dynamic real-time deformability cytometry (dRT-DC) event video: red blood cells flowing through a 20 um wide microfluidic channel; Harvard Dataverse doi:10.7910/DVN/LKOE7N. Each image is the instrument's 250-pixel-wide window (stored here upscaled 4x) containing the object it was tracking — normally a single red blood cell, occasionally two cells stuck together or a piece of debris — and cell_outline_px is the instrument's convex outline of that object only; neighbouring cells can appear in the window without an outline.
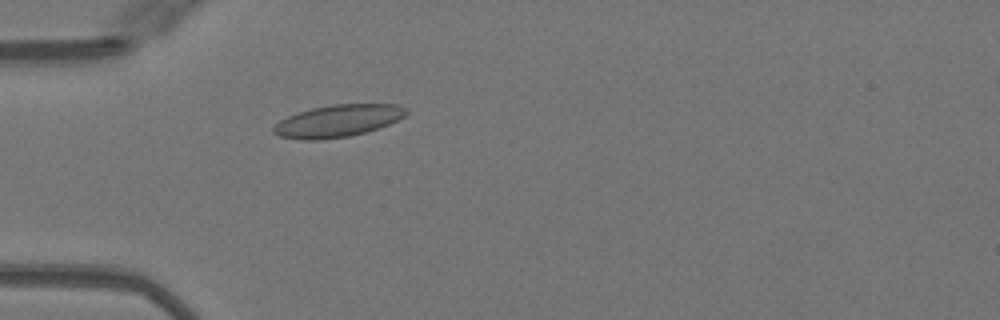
{"species": "Egyptian fruit bat (a non-hibernating species)", "species_latin": "Rousettus aegyptiacus", "temperature_condition": "warm", "stored_images_in_passage": 34, "camera_frame_rate_fps": 3000, "um_per_image_px": 0.085, "animal": {"sex": "female"}, "frame": {"image": 1, "passage_image": 3, "time_ms": 0.667, "image_size_px": [1000, 320], "cell_outline_px": [[408, 112], [404, 116], [388, 124], [364, 132], [348, 136], [320, 140], [304, 140], [280, 136], [272, 132], [272, 128], [280, 120], [288, 116], [312, 108], [332, 104], [396, 104], [408, 108]], "centroid_in_image_um": [28.71, 10.27], "position_along_channel_um": 56.3, "area_um2": 24.62}}
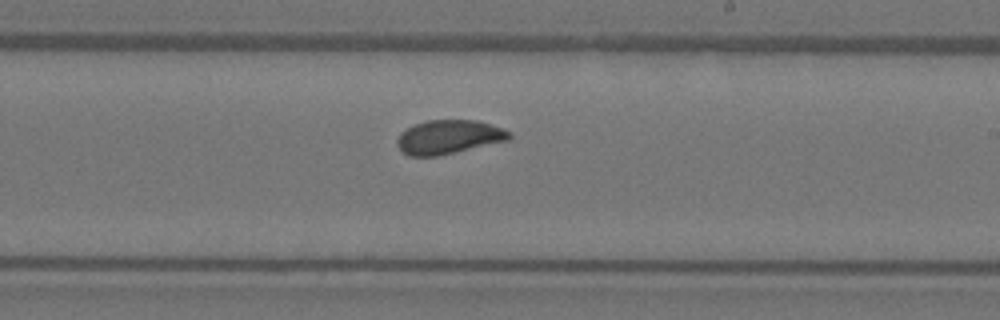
{"frame": {"image": 2, "passage_image": 18, "time_ms": 5.667, "image_size_px": [1000, 320], "cell_outline_px": [[512, 136], [508, 140], [436, 156], [408, 156], [396, 144], [396, 140], [400, 132], [416, 124], [428, 120], [476, 120], [504, 128], [512, 132]], "centroid_in_image_um": [38.15, 11.63], "position_along_channel_um": 250.9, "area_um2": 22.02}}
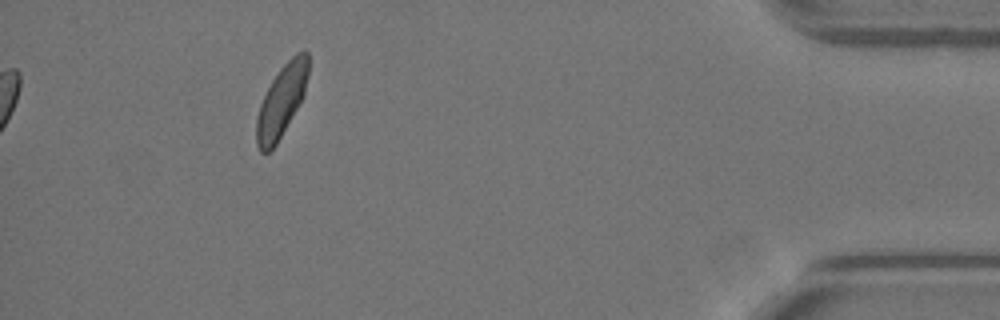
{"frame": {"image": 3, "passage_image": 34, "time_ms": 11.0, "image_size_px": [1000, 320], "cell_outline_px": [[308, 76], [304, 96], [276, 144], [268, 152], [260, 152], [256, 144], [256, 120], [260, 104], [272, 80], [280, 68], [296, 52], [304, 48], [308, 52]], "centroid_in_image_um": [23.94, 8.55], "position_along_channel_um": 411.3, "area_um2": 21.62}, "authors_computed_cell_mechanics": {"area_um2": 22.253, "velocity_mm_per_s": 4.046, "shape_relaxation_time_tau1_ms": null, "shape_relaxation_time_tau2_ms": 0.694, "deformation_change_tau1": null, "deformation_change_tau2": 0.0583}}